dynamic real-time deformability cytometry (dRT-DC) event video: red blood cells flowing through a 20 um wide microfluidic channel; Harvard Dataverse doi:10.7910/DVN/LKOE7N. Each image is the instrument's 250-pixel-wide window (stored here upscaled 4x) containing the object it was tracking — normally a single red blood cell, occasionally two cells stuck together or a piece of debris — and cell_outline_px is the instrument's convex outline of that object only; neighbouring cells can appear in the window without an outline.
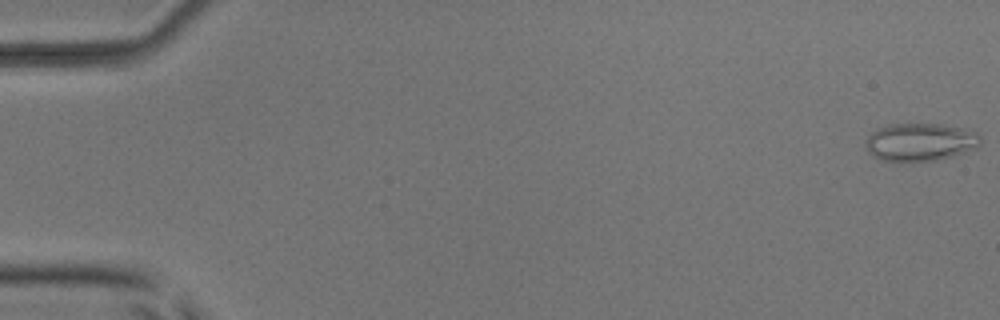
{"species": "common noctule bat (a hibernating species)", "species_latin": "Nyctalus noctula", "temperature_condition": "room temperature", "stored_images_in_passage": 4, "camera_frame_rate_fps": 3000, "um_per_image_px": 0.085, "animal": {"sex": "male", "body_mass_g": 17.9, "forearm_length_mm": 54.2}, "frame": {"image": 1, "passage_image": 1, "time_ms": 0.0, "image_size_px": [1000, 320], "cell_outline_px": [[980, 144], [976, 148], [952, 156], [936, 160], [884, 160], [872, 156], [868, 152], [864, 144], [868, 136], [876, 128], [892, 124], [940, 124], [960, 128], [976, 132], [980, 136]], "centroid_in_image_um": [78.19, 12.06], "position_along_channel_um": 6.8, "area_um2": 25.03}}